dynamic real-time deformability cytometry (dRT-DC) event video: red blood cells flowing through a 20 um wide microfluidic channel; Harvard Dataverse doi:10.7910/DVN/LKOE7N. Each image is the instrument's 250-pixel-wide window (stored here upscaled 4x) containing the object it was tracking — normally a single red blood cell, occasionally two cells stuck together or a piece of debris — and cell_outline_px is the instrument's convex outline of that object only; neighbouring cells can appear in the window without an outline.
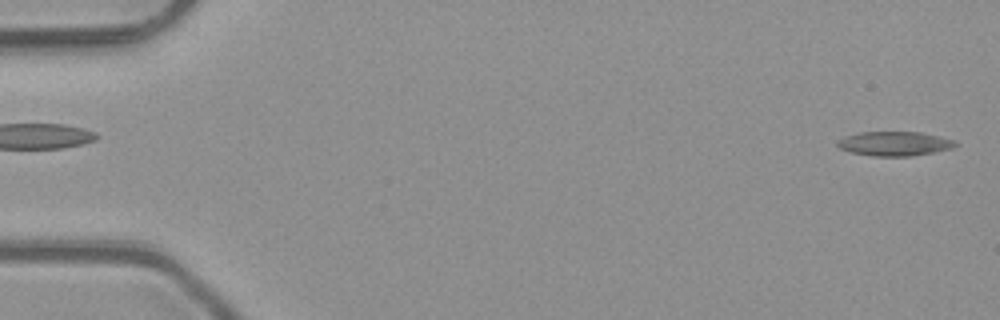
{"species": "common noctule bat (a hibernating species)", "species_latin": "Nyctalus noctula", "temperature_condition": "room temperature", "stored_images_in_passage": 50, "camera_frame_rate_fps": 3000, "um_per_image_px": 0.085, "animal": {"sex": "male", "body_mass_g": 23.1, "forearm_length_mm": 52.7}, "frame": {"image": 1, "passage_image": 1, "time_ms": 0.0, "image_size_px": [1000, 320], "cell_outline_px": [[960, 144], [952, 148], [912, 156], [872, 156], [852, 152], [840, 148], [836, 144], [836, 140], [844, 136], [860, 132], [920, 132], [956, 140]], "centroid_in_image_um": [76.03, 12.2], "position_along_channel_um": 9.0, "area_um2": 16.76}}
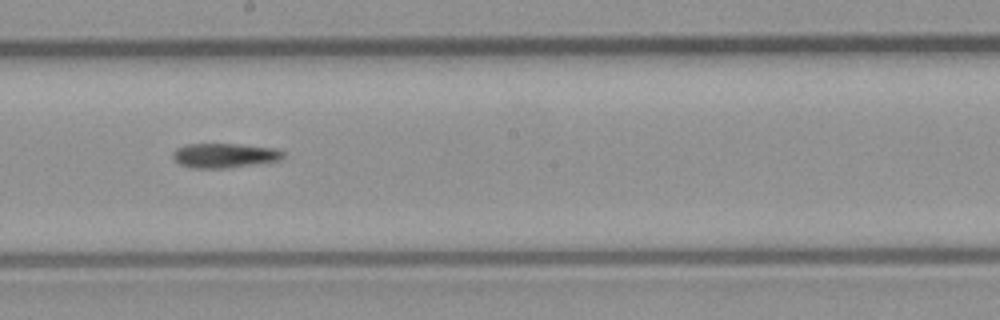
{"frame": {"image": 2, "passage_image": 28, "time_ms": 9.0, "image_size_px": [1000, 320], "cell_outline_px": [[284, 156], [280, 160], [228, 168], [192, 168], [180, 164], [172, 156], [172, 152], [176, 148], [188, 144], [236, 144], [272, 148], [284, 152]], "centroid_in_image_um": [19.05, 13.22], "position_along_channel_um": 229.2, "area_um2": 15.61}}
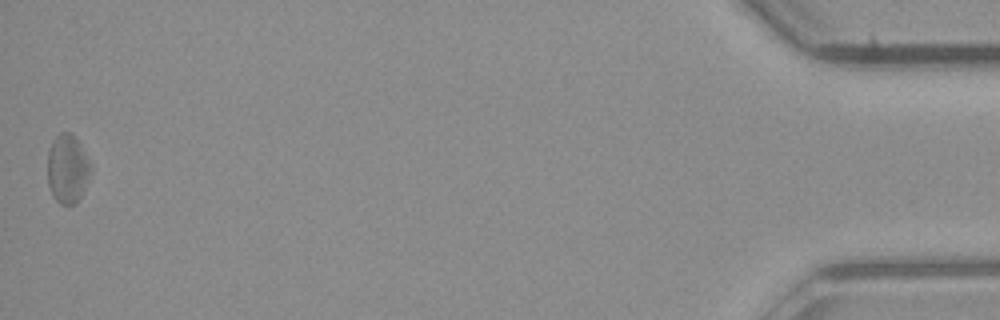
{"frame": {"image": 3, "passage_image": 50, "time_ms": 16.333, "image_size_px": [1000, 320], "cell_outline_px": [[92, 168], [88, 180], [80, 196], [72, 204], [60, 204], [52, 196], [48, 184], [48, 152], [56, 136], [60, 132], [72, 132], [76, 136], [92, 164]], "centroid_in_image_um": [5.75, 14.31], "position_along_channel_um": 429.5, "area_um2": 17.34}}